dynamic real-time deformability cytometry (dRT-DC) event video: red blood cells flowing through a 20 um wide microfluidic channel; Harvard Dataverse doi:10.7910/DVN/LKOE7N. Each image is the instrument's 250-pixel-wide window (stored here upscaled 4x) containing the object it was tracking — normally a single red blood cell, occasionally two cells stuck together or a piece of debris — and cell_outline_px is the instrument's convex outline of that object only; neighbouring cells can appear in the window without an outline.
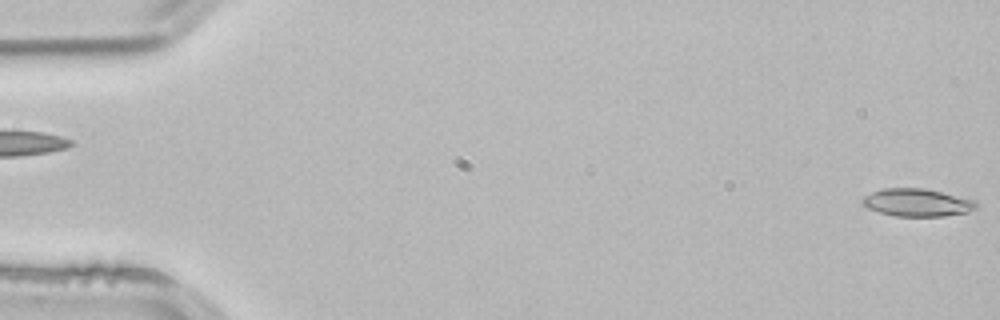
{"species": "common noctule bat (a hibernating species)", "species_latin": "Nyctalus noctula", "temperature_condition": "room temperature", "stored_images_in_passage": 4, "segment_of_instrument_passage": [2, 2], "camera_frame_rate_fps": 3000, "um_per_image_px": 0.085, "animal": {"sex": "male", "body_mass_g": 21.5, "forearm_length_mm": 52.0}, "frame": {"image": 1, "passage_image": 4, "time_ms": 1.0, "image_size_px": [1000, 320], "cell_outline_px": [[980, 208], [968, 212], [944, 216], [896, 216], [880, 212], [868, 208], [860, 204], [860, 200], [864, 196], [872, 192], [884, 188], [924, 188], [976, 200]], "centroid_in_image_um": [77.98, 17.22], "position_along_channel_um": 7.0, "area_um2": 18.55}}